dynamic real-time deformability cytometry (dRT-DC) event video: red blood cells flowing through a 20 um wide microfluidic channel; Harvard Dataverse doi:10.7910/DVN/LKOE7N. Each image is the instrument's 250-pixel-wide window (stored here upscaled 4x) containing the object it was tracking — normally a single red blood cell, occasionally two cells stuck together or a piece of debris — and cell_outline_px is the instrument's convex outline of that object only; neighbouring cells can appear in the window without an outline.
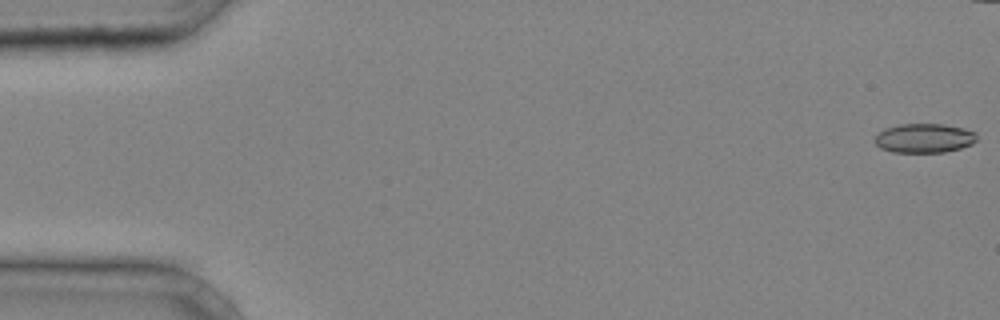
{"species": "common noctule bat (a hibernating species)", "species_latin": "Nyctalus noctula", "temperature_condition": "cold", "stored_images_in_passage": 35, "camera_frame_rate_fps": 3000, "um_per_image_px": 0.085, "animal": {"sex": "male", "body_mass_g": 20.4}, "frame": {"image": 1, "passage_image": 1, "time_ms": 0.0, "image_size_px": [1000, 320], "cell_outline_px": [[976, 140], [972, 144], [960, 148], [944, 152], [892, 152], [880, 148], [872, 140], [884, 128], [900, 124], [944, 124], [964, 128], [976, 132]], "centroid_in_image_um": [78.54, 11.74], "position_along_channel_um": 6.5, "area_um2": 17.46}}
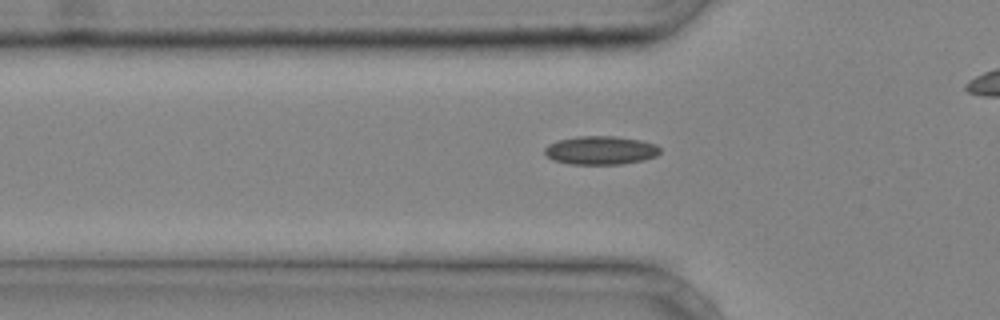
{"frame": {"image": 2, "passage_image": 14, "time_ms": 4.333, "image_size_px": [1000, 320], "cell_outline_px": [[660, 152], [656, 156], [644, 160], [620, 164], [568, 164], [552, 160], [544, 152], [544, 148], [548, 144], [556, 140], [576, 136], [616, 136], [640, 140], [656, 144], [660, 148]], "centroid_in_image_um": [51.03, 12.77], "position_along_channel_um": 74.8, "area_um2": 19.36}}
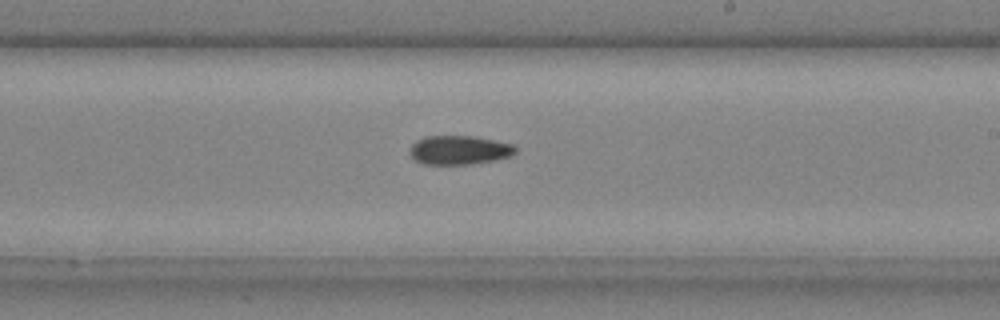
{"frame": {"image": 3, "passage_image": 25, "time_ms": 8.0, "image_size_px": [1000, 320], "cell_outline_px": [[516, 152], [512, 156], [496, 160], [472, 164], [424, 164], [416, 160], [412, 156], [412, 144], [416, 140], [424, 136], [476, 136], [516, 144]], "centroid_in_image_um": [39.12, 12.74], "position_along_channel_um": 249.9, "area_um2": 17.98}}